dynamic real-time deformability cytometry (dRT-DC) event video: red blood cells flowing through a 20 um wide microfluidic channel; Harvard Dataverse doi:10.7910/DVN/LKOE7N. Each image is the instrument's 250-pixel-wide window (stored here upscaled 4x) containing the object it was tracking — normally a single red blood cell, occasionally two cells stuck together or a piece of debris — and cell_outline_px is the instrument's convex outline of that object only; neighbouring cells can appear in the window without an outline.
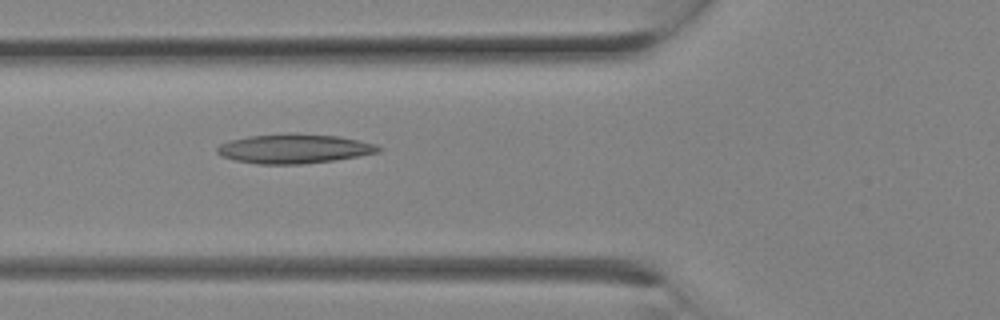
{"species": "Egyptian fruit bat (a non-hibernating species)", "species_latin": "Rousettus aegyptiacus", "temperature_condition": "room temperature", "stored_images_in_passage": 5, "camera_frame_rate_fps": 3000, "um_per_image_px": 0.085, "animal": {"sex": "female"}, "frame": {"image": 1, "passage_image": 2, "time_ms": 0.333, "image_size_px": [1000, 320], "cell_outline_px": [[384, 148], [380, 152], [336, 160], [304, 164], [260, 164], [236, 160], [220, 156], [216, 152], [216, 148], [220, 144], [232, 140], [248, 136], [296, 132], [340, 136], [376, 144]], "centroid_in_image_um": [25.04, 12.63], "position_along_channel_um": 100.8, "area_um2": 27.92}}
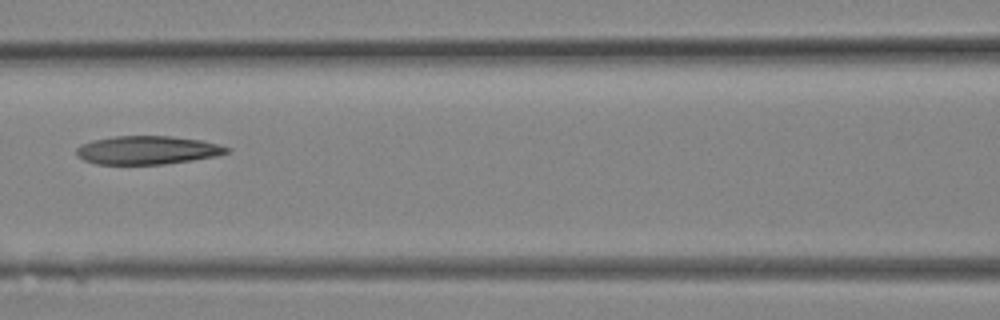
{"frame": {"image": 2, "passage_image": 4, "time_ms": 1.0, "image_size_px": [1000, 320], "cell_outline_px": [[232, 152], [216, 156], [192, 160], [164, 164], [96, 164], [84, 160], [76, 156], [76, 148], [80, 144], [92, 140], [116, 136], [172, 136], [200, 140], [220, 144], [232, 148]], "centroid_in_image_um": [12.55, 12.76], "position_along_channel_um": 154.1, "area_um2": 25.14}}